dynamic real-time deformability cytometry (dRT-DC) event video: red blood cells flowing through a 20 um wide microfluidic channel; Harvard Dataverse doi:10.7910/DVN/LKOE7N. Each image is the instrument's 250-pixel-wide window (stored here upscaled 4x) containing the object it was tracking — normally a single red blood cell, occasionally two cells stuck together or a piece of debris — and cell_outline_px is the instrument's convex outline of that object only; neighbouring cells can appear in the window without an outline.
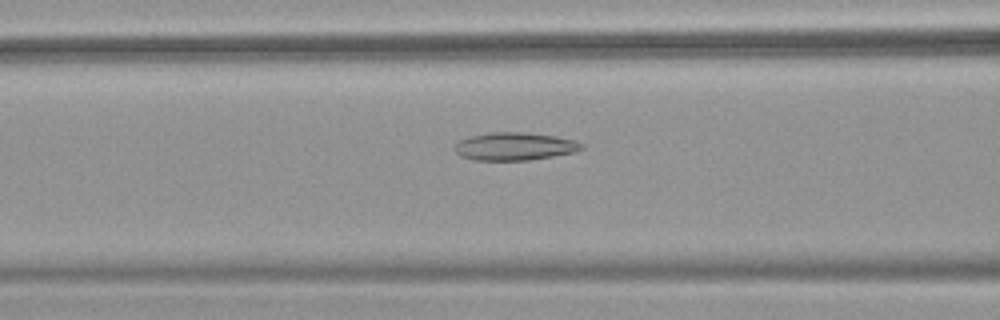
{"species": "common noctule bat (a hibernating species)", "species_latin": "Nyctalus noctula", "temperature_condition": "warm", "stored_images_in_passage": 42, "camera_frame_rate_fps": 3000, "um_per_image_px": 0.085, "animal": {"sex": "female", "body_mass_g": 18.4}, "frame": {"image": 1, "passage_image": 21, "time_ms": 6.667, "image_size_px": [1000, 320], "cell_outline_px": [[584, 148], [576, 152], [528, 160], [472, 160], [460, 156], [452, 148], [460, 140], [468, 136], [492, 132], [520, 132], [556, 136], [576, 140], [584, 144]], "centroid_in_image_um": [43.74, 12.44], "position_along_channel_um": 122.9, "area_um2": 20.75}}
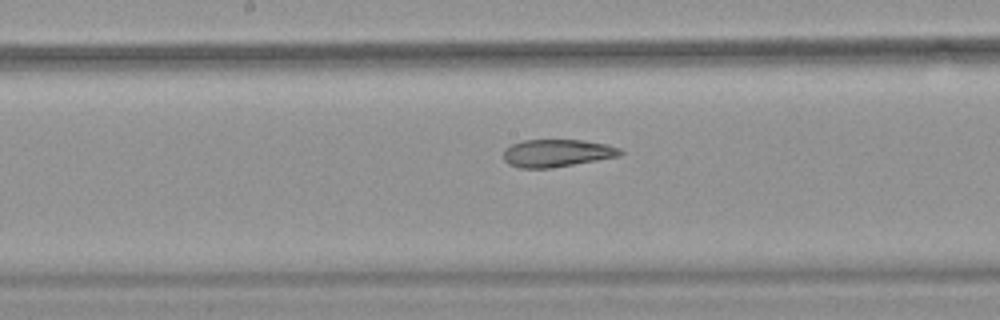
{"frame": {"image": 2, "passage_image": 27, "time_ms": 8.667, "image_size_px": [1000, 320], "cell_outline_px": [[624, 152], [620, 156], [548, 168], [520, 168], [508, 164], [504, 160], [504, 148], [512, 144], [524, 140], [584, 140], [608, 144], [620, 148]], "centroid_in_image_um": [47.34, 13.0], "position_along_channel_um": 200.9, "area_um2": 18.73}}
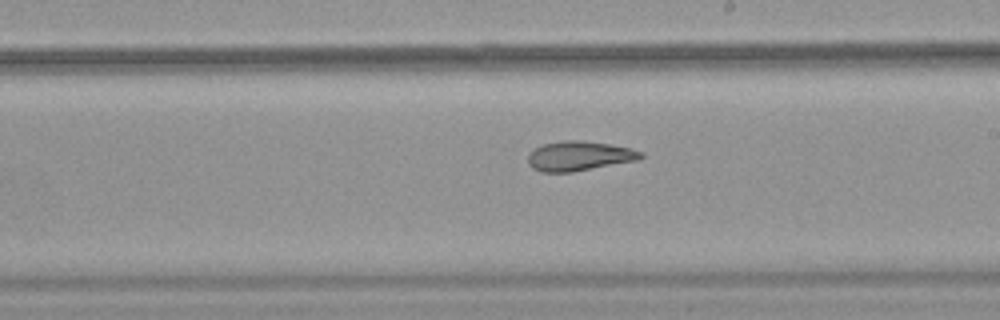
{"frame": {"image": 3, "passage_image": 30, "time_ms": 9.667, "image_size_px": [1000, 320], "cell_outline_px": [[644, 156], [640, 160], [572, 172], [540, 172], [532, 168], [528, 164], [528, 156], [536, 148], [544, 144], [564, 140], [580, 140], [608, 144], [632, 148], [644, 152]], "centroid_in_image_um": [49.28, 13.27], "position_along_channel_um": 239.7, "area_um2": 19.54}}